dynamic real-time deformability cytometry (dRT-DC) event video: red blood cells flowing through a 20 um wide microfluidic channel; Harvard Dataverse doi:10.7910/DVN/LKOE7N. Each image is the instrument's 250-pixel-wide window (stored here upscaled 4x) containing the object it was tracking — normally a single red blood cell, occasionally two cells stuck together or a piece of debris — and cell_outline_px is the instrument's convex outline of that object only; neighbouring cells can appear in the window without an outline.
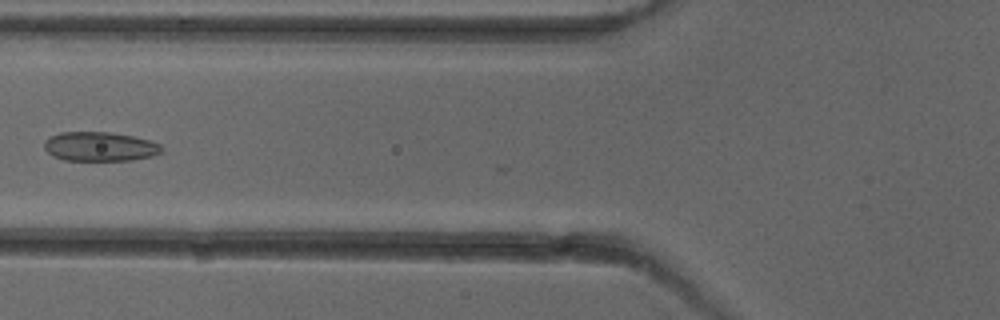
{"species": "common noctule bat (a hibernating species)", "species_latin": "Nyctalus noctula", "temperature_condition": "cold", "stored_images_in_passage": 6, "camera_frame_rate_fps": 3000, "um_per_image_px": 0.085, "animal": {"sex": "female"}, "frame": {"image": 1, "passage_image": 5, "time_ms": 4.667, "image_size_px": [1000, 320], "cell_outline_px": [[164, 152], [152, 156], [132, 160], [64, 160], [52, 156], [44, 148], [44, 140], [60, 132], [108, 132], [132, 136], [148, 140], [160, 144], [164, 148]], "centroid_in_image_um": [8.5, 12.46], "position_along_channel_um": 117.3, "area_um2": 20.06}}
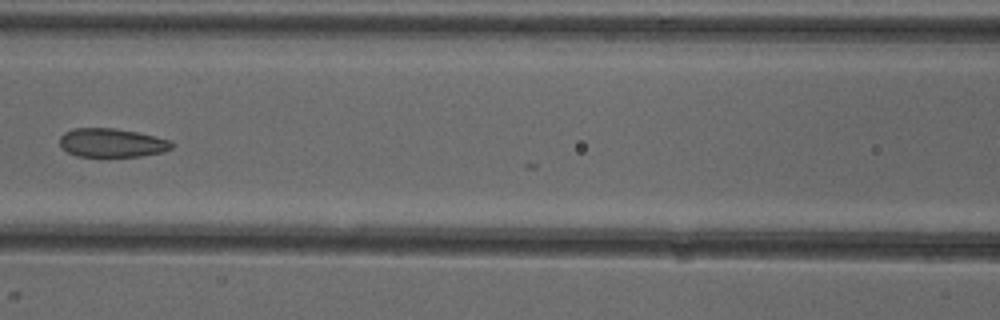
{"frame": {"image": 2, "passage_image": 6, "time_ms": 5.667, "image_size_px": [1000, 320], "cell_outline_px": [[172, 148], [164, 152], [140, 156], [76, 156], [68, 152], [60, 144], [60, 136], [64, 132], [72, 128], [116, 128], [156, 136], [172, 140]], "centroid_in_image_um": [9.52, 12.13], "position_along_channel_um": 157.1, "area_um2": 18.79}}